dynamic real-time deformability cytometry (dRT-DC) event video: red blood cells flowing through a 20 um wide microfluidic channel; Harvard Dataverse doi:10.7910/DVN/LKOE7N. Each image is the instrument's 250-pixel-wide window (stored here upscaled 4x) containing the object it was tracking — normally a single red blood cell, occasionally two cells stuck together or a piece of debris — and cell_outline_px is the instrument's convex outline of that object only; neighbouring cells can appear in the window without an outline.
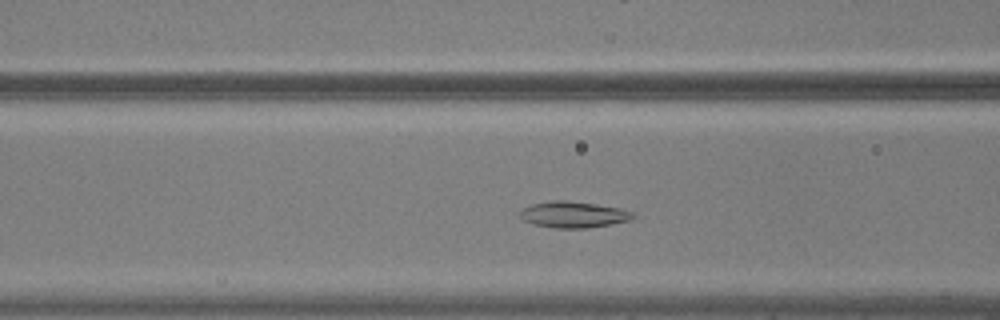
{"species": "common noctule bat (a hibernating species)", "species_latin": "Nyctalus noctula", "temperature_condition": "warm", "stored_images_in_passage": 46, "camera_frame_rate_fps": 3000, "um_per_image_px": 0.085, "animal": {"sex": "male", "body_mass_g": 20.5, "forearm_length_mm": 52.5}, "frame": {"image": 1, "passage_image": 14, "time_ms": 4.333, "image_size_px": [1000, 320], "cell_outline_px": [[636, 216], [628, 220], [588, 228], [556, 228], [536, 224], [524, 220], [520, 216], [520, 212], [524, 208], [532, 204], [552, 200], [564, 200], [596, 204], [620, 208], [632, 212]], "centroid_in_image_um": [48.74, 18.23], "position_along_channel_um": 117.9, "area_um2": 16.94}}
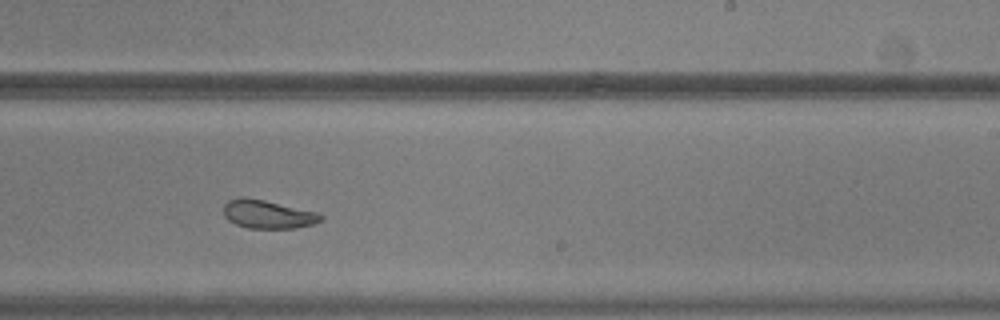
{"frame": {"image": 2, "passage_image": 26, "time_ms": 8.333, "image_size_px": [1000, 320], "cell_outline_px": [[324, 220], [312, 224], [296, 228], [248, 228], [236, 224], [228, 220], [224, 216], [224, 204], [228, 200], [240, 196], [244, 196], [264, 200], [320, 212], [324, 216]], "centroid_in_image_um": [22.79, 18.2], "position_along_channel_um": 266.2, "area_um2": 16.36}}
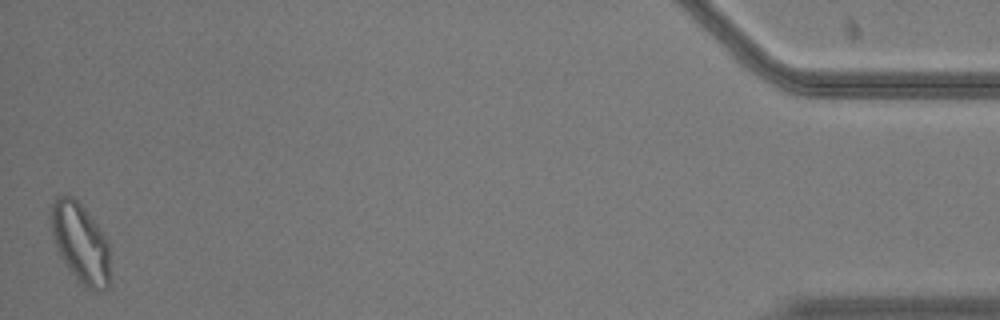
{"frame": {"image": 3, "passage_image": 46, "time_ms": 15.0, "image_size_px": [1000, 320], "cell_outline_px": [[112, 284], [104, 292], [96, 292], [84, 288], [68, 268], [60, 256], [56, 248], [48, 216], [52, 204], [56, 196], [72, 196], [84, 208], [108, 240]], "centroid_in_image_um": [6.87, 20.73], "position_along_channel_um": 428.3, "area_um2": 28.21}, "authors_computed_cell_mechanics": {"area_um2": 18.3515, "velocity_mm_per_s": 3.7128, "shape_relaxation_time_tau1_ms": 8.9251, "shape_relaxation_time_tau2_ms": 2.0248, "deformation_change_tau1": 0.1406, "deformation_change_tau2": 0.0648}}